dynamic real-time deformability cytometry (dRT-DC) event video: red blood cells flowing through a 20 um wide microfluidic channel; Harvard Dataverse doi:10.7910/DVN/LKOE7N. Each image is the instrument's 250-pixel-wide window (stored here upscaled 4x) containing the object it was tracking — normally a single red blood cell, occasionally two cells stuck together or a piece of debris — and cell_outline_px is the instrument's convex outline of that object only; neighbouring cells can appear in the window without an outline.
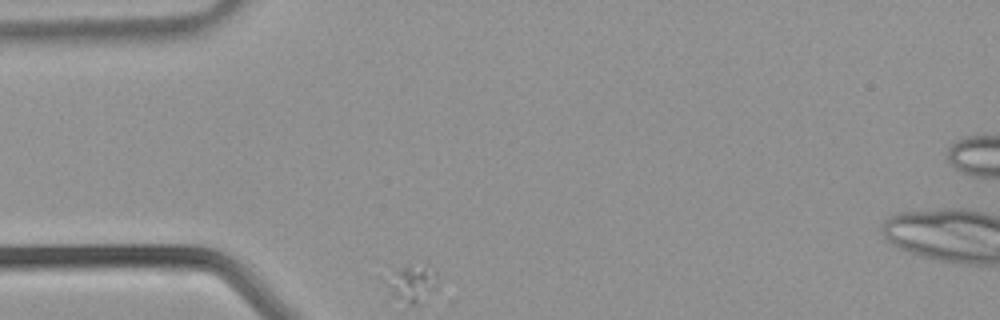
{"species": "common noctule bat (a hibernating species)", "species_latin": "Nyctalus noctula", "temperature_condition": "warm", "stored_images_in_passage": 23, "camera_frame_rate_fps": 3000, "um_per_image_px": 0.085, "animal": {"sex": "male", "body_mass_g": 21.5, "forearm_length_mm": 52.0}, "frame": {"image": 1, "passage_image": 1, "time_ms": 0.0, "image_size_px": [1000, 320], "cell_outline_px": [[436, 288], [424, 304], [408, 304], [392, 296], [388, 284], [388, 280], [396, 268], [424, 268], [436, 276]], "centroid_in_image_um": [35.04, 24.23], "position_along_channel_um": 50.0, "area_um2": 10.23}}
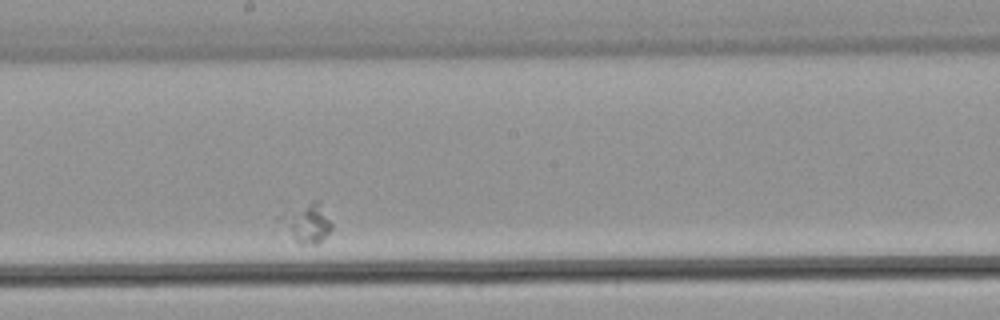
{"frame": {"image": 2, "passage_image": 14, "time_ms": 4.333, "image_size_px": [1000, 320], "cell_outline_px": [[332, 228], [316, 244], [300, 244], [296, 240], [276, 216], [312, 200], [316, 200], [332, 224]], "centroid_in_image_um": [26.06, 18.94], "position_along_channel_um": 222.1, "area_um2": 11.04}}